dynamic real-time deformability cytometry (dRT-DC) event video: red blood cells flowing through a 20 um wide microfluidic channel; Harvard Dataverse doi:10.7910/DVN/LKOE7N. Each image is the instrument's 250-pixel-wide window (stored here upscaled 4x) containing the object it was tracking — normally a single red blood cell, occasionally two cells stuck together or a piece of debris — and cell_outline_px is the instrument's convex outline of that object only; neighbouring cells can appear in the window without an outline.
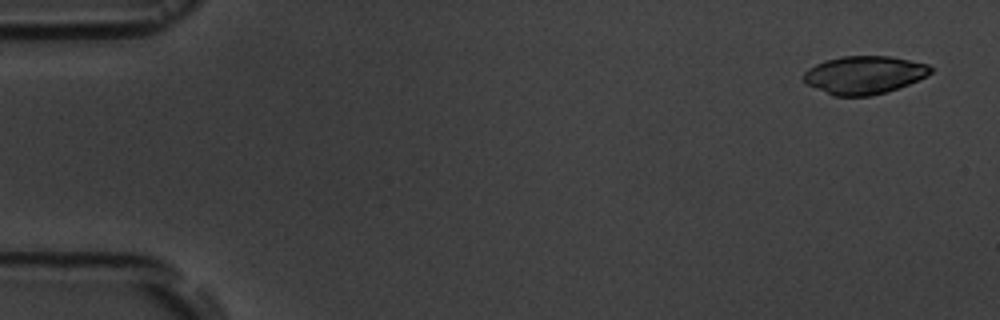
{"species": "common noctule bat (a hibernating species)", "species_latin": "Nyctalus noctula", "temperature_condition": "room temperature", "stored_images_in_passage": 4, "camera_frame_rate_fps": 3000, "um_per_image_px": 0.085, "animal": {"sex": "male", "body_mass_g": 19.5, "forearm_length_mm": 54.6}, "frame": {"image": 1, "passage_image": 1, "time_ms": 0.0, "image_size_px": [1000, 320], "cell_outline_px": [[932, 72], [928, 76], [908, 84], [872, 96], [832, 96], [808, 84], [804, 80], [804, 72], [808, 68], [824, 60], [844, 56], [888, 56], [928, 64], [932, 68]], "centroid_in_image_um": [73.45, 6.37], "position_along_channel_um": 11.5, "area_um2": 27.98}}